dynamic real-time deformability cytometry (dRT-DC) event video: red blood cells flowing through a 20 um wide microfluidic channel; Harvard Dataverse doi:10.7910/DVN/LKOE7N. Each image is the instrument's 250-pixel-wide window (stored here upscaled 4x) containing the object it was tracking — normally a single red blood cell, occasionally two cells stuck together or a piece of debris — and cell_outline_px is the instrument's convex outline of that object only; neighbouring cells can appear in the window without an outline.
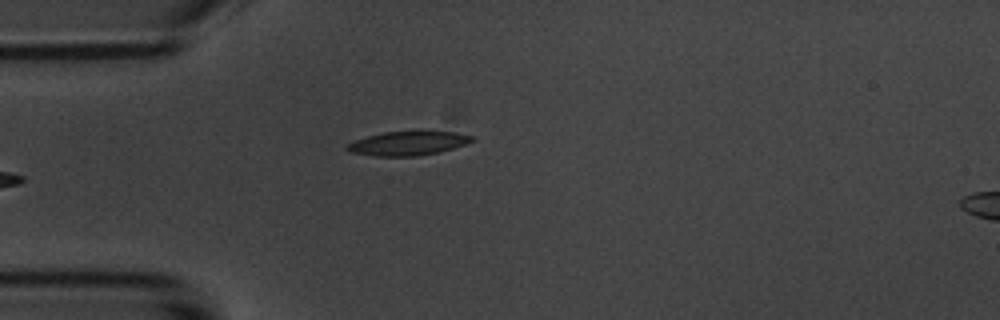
{"species": "common noctule bat (a hibernating species)", "species_latin": "Nyctalus noctula", "temperature_condition": "room temperature", "stored_images_in_passage": 6, "camera_frame_rate_fps": 3000, "um_per_image_px": 0.085, "animal": {"sex": "male", "body_mass_g": 20.1, "forearm_length_mm": 53.5}, "frame": {"image": 1, "passage_image": 6, "time_ms": 7.0, "image_size_px": [1000, 320], "cell_outline_px": [[476, 140], [452, 148], [436, 152], [416, 156], [376, 156], [352, 152], [344, 148], [344, 144], [352, 140], [384, 132], [452, 132], [472, 136]], "centroid_in_image_um": [34.59, 12.19], "position_along_channel_um": 50.4, "area_um2": 17.17}}